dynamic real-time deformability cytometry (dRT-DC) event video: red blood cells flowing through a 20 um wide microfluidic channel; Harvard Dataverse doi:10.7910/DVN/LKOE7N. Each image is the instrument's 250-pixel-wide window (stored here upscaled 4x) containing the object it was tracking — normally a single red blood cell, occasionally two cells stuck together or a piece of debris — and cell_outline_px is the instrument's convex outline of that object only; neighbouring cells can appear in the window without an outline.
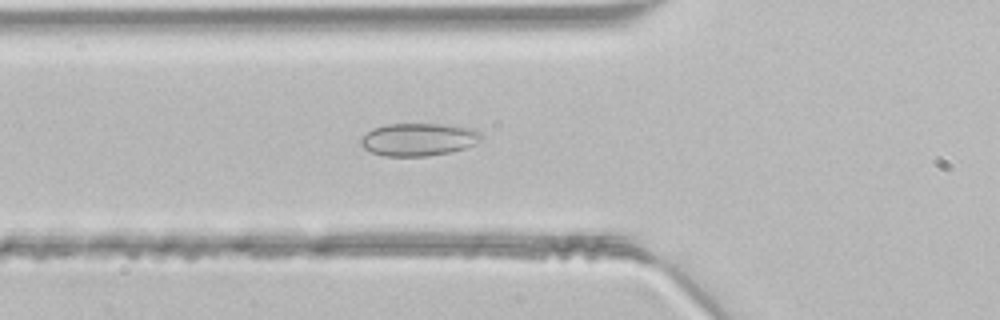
{"species": "common noctule bat (a hibernating species)", "species_latin": "Nyctalus noctula", "temperature_condition": "room temperature", "stored_images_in_passage": 39, "camera_frame_rate_fps": 3000, "um_per_image_px": 0.085, "animal": {"sex": "male", "body_mass_g": 21.5, "forearm_length_mm": 52.0}, "frame": {"image": 1, "passage_image": 9, "time_ms": 2.667, "image_size_px": [1000, 320], "cell_outline_px": [[484, 136], [480, 140], [464, 148], [448, 152], [428, 156], [384, 156], [372, 152], [364, 148], [360, 144], [360, 140], [372, 128], [384, 124], [444, 124], [472, 128], [480, 132]], "centroid_in_image_um": [35.56, 11.84], "position_along_channel_um": 90.2, "area_um2": 22.89}}
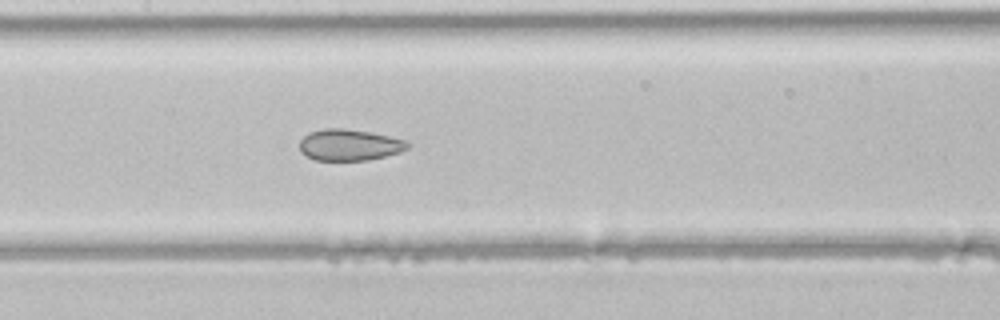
{"frame": {"image": 2, "passage_image": 15, "time_ms": 4.667, "image_size_px": [1000, 320], "cell_outline_px": [[408, 148], [400, 152], [368, 160], [316, 160], [300, 152], [300, 140], [308, 132], [324, 128], [340, 128], [368, 132], [388, 136], [404, 140], [408, 144]], "centroid_in_image_um": [29.65, 12.32], "position_along_channel_um": 177.7, "area_um2": 19.48}}
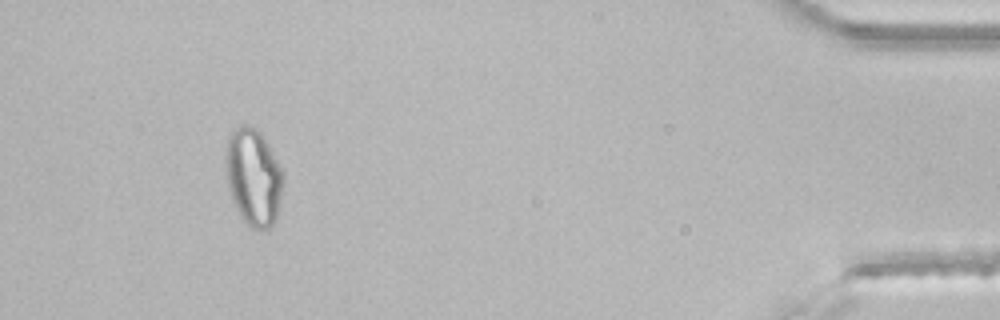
{"frame": {"image": 3, "passage_image": 36, "time_ms": 11.667, "image_size_px": [1000, 320], "cell_outline_px": [[284, 184], [276, 216], [272, 224], [268, 228], [260, 232], [252, 228], [240, 216], [232, 200], [228, 188], [224, 164], [224, 156], [228, 136], [236, 128], [244, 124], [248, 124], [256, 128], [260, 132], [268, 144], [284, 176]], "centroid_in_image_um": [21.51, 15.05], "position_along_channel_um": 413.7, "area_um2": 32.77}}